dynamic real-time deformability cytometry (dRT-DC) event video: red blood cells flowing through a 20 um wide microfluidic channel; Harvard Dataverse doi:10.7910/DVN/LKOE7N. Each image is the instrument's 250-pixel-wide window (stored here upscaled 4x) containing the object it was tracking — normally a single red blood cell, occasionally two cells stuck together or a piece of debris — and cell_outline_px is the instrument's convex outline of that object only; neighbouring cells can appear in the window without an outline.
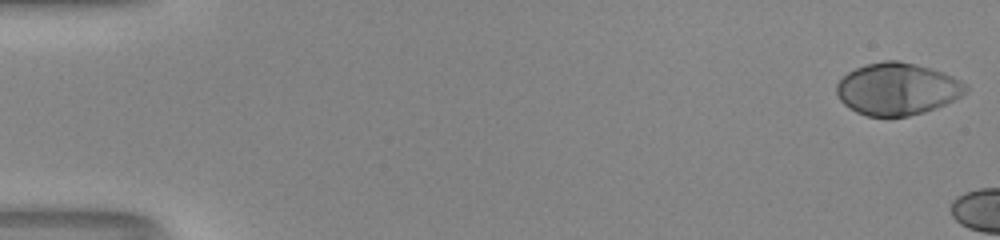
{"species": "human", "species_latin": "Homo sapiens", "temperature_condition": "room temperature", "stored_images_in_passage": 6, "camera_frame_rate_fps": 3000, "um_per_image_px": 0.085, "donor": {"sex": "male"}, "frame": {"image": 1, "passage_image": 1, "time_ms": 0.0, "image_size_px": [1000, 240], "cell_outline_px": [[968, 88], [960, 96], [936, 108], [924, 112], [908, 116], [868, 116], [856, 112], [844, 104], [840, 100], [836, 92], [836, 84], [848, 72], [856, 68], [868, 64], [884, 60], [896, 60], [916, 64], [944, 72], [960, 80]], "centroid_in_image_um": [76.24, 7.56], "position_along_channel_um": 8.8, "area_um2": 38.96}}